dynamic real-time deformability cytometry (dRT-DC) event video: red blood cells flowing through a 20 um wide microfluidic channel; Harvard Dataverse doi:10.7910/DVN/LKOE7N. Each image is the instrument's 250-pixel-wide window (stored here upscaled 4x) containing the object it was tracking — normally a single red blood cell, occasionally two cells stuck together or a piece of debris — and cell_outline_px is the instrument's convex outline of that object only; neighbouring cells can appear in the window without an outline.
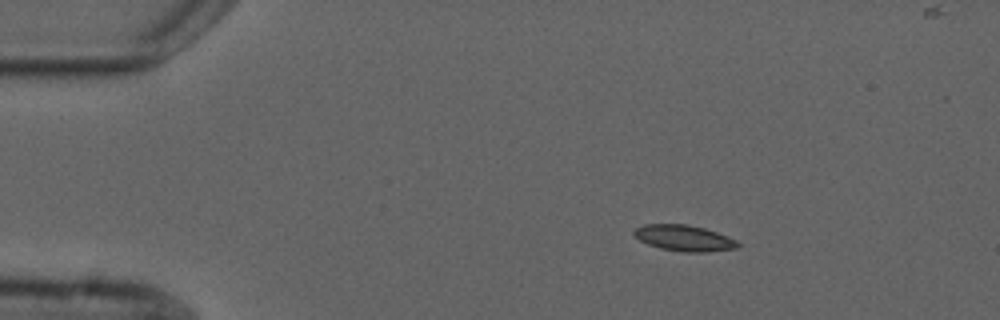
{"species": "common noctule bat (a hibernating species)", "species_latin": "Nyctalus noctula", "temperature_condition": "cold", "stored_images_in_passage": 4, "camera_frame_rate_fps": 3000, "um_per_image_px": 0.085, "animal": {"sex": "male", "forearm_length_mm": 52.5}, "frame": {"image": 1, "passage_image": 1, "time_ms": 0.0, "image_size_px": [1000, 320], "cell_outline_px": [[740, 244], [736, 248], [704, 252], [684, 252], [660, 248], [648, 244], [640, 240], [632, 232], [636, 228], [644, 224], [688, 224], [704, 228], [728, 236], [736, 240]], "centroid_in_image_um": [58.15, 20.23], "position_along_channel_um": 26.9, "area_um2": 15.61}}